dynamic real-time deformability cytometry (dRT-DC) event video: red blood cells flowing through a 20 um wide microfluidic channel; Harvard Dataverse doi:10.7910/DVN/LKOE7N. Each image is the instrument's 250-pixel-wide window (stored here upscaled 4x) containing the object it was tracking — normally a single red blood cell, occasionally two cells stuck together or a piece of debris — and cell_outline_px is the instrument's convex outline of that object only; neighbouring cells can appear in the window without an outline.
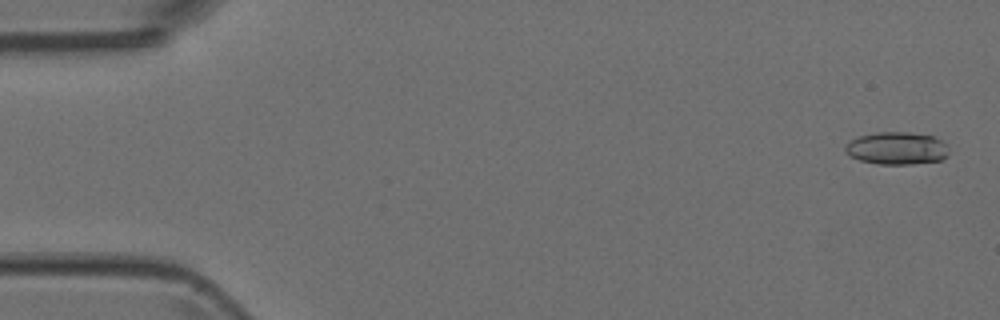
{"species": "Egyptian fruit bat (a non-hibernating species)", "species_latin": "Rousettus aegyptiacus", "temperature_condition": "room temperature", "stored_images_in_passage": 5, "camera_frame_rate_fps": 3000, "um_per_image_px": 0.085, "animal": {"sex": "female"}, "frame": {"image": 1, "passage_image": 1, "time_ms": 0.0, "image_size_px": [1000, 320], "cell_outline_px": [[948, 156], [940, 160], [912, 164], [876, 164], [860, 160], [848, 156], [844, 152], [844, 148], [852, 140], [860, 136], [876, 132], [912, 132], [932, 136], [948, 144]], "centroid_in_image_um": [76.23, 12.61], "position_along_channel_um": 8.8, "area_um2": 19.77}}
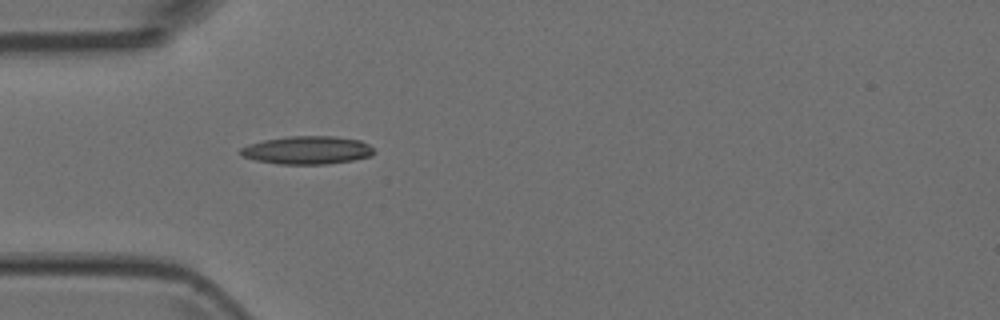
{"frame": {"image": 2, "passage_image": 5, "time_ms": 1.333, "image_size_px": [1000, 320], "cell_outline_px": [[376, 152], [372, 156], [352, 160], [328, 164], [280, 164], [256, 160], [240, 156], [240, 148], [248, 144], [264, 140], [288, 136], [332, 136], [360, 140], [368, 144]], "centroid_in_image_um": [26.11, 12.76], "position_along_channel_um": 58.9, "area_um2": 21.91}}